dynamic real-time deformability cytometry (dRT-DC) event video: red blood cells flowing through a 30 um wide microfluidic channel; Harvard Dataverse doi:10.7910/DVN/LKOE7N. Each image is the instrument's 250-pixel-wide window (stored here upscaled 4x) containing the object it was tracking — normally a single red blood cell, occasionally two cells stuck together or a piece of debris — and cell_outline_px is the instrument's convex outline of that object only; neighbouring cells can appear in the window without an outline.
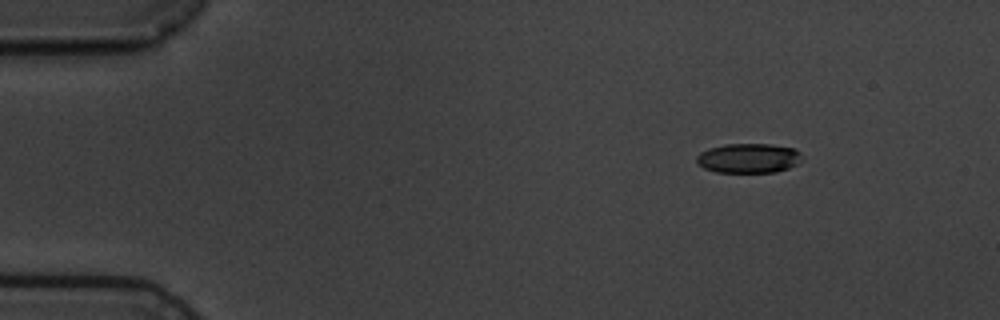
{"species": "common noctule bat (a hibernating species)", "species_latin": "Nyctalus noctula", "temperature_condition": "cold", "stored_images_in_passage": 5, "camera_frame_rate_fps": 3000, "um_per_image_px": 0.085, "animal": {"sex": "male", "body_mass_g": 19.5, "forearm_length_mm": 54.6}, "frame": {"image": 1, "passage_image": 1, "time_ms": 0.0, "image_size_px": [1000, 320], "cell_outline_px": [[800, 160], [796, 164], [788, 168], [776, 172], [716, 172], [704, 168], [696, 164], [696, 156], [700, 152], [708, 148], [724, 144], [772, 144], [796, 148], [800, 152]], "centroid_in_image_um": [63.59, 13.43], "position_along_channel_um": 21.4, "area_um2": 18.32}}
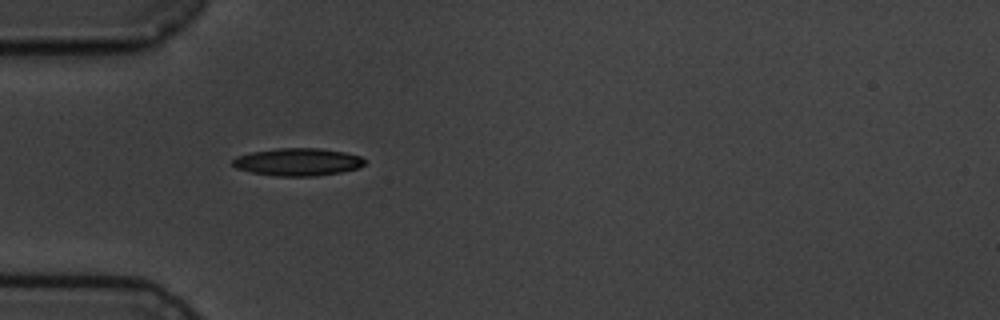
{"frame": {"image": 2, "passage_image": 4, "time_ms": 3.333, "image_size_px": [1000, 320], "cell_outline_px": [[364, 164], [360, 168], [340, 172], [316, 176], [276, 176], [252, 172], [236, 168], [232, 164], [232, 160], [236, 156], [252, 152], [276, 148], [320, 148], [344, 152], [360, 156], [364, 160]], "centroid_in_image_um": [25.3, 13.76], "position_along_channel_um": 59.7, "area_um2": 21.21}}
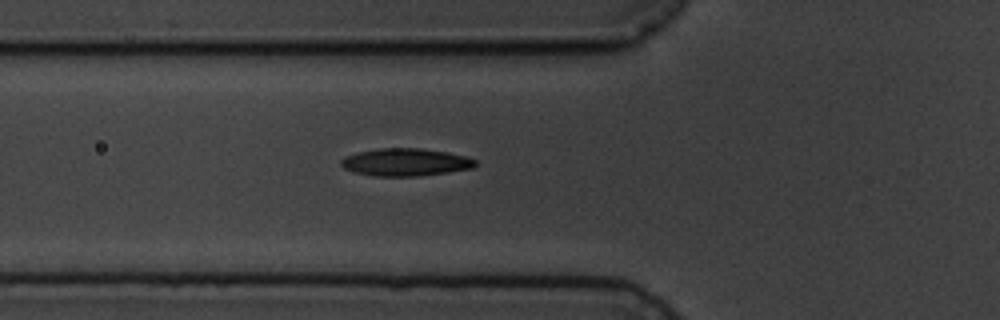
{"frame": {"image": 3, "passage_image": 5, "time_ms": 4.333, "image_size_px": [1000, 320], "cell_outline_px": [[476, 164], [472, 168], [448, 172], [420, 176], [372, 176], [352, 172], [344, 168], [340, 164], [340, 160], [344, 156], [356, 152], [380, 148], [420, 148], [448, 152], [468, 156], [476, 160]], "centroid_in_image_um": [34.44, 13.78], "position_along_channel_um": 91.4, "area_um2": 21.85}}